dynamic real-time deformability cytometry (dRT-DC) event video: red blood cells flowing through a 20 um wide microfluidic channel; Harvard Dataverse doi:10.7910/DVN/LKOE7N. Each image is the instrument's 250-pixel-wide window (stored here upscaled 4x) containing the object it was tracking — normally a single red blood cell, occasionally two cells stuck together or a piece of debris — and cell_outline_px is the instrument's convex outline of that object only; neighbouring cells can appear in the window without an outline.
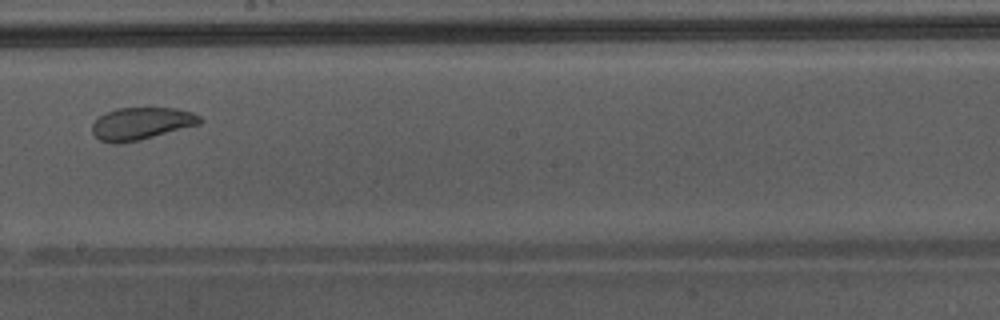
{"species": "Egyptian fruit bat (a non-hibernating species)", "species_latin": "Rousettus aegyptiacus", "temperature_condition": "warm", "stored_images_in_passage": 35, "camera_frame_rate_fps": 3000, "um_per_image_px": 0.085, "animal": {"sex": "male"}, "frame": {"image": 1, "passage_image": 16, "time_ms": 5.0, "image_size_px": [1000, 320], "cell_outline_px": [[204, 120], [200, 124], [140, 140], [116, 144], [112, 144], [100, 140], [92, 132], [92, 124], [104, 112], [116, 108], [176, 108], [192, 112], [200, 116]], "centroid_in_image_um": [12.01, 10.5], "position_along_channel_um": 236.2, "area_um2": 20.4}, "authors_computed_cell_mechanics": {"area_um2": 22.4264, "velocity_mm_per_s": 4.333, "shape_relaxation_time_tau1_ms": 2.8858, "shape_relaxation_time_tau2_ms": 1.697, "deformation_change_tau1": 0.0962, "deformation_change_tau2": 0.0727}}